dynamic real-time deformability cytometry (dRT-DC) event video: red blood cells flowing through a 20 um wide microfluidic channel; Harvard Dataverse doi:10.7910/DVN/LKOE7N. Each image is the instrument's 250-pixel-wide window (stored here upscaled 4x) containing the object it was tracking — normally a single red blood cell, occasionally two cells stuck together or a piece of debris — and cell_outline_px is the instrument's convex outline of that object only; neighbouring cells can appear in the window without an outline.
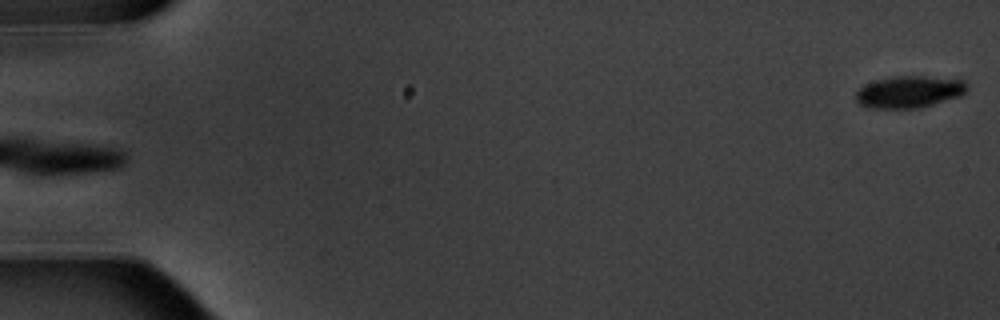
{"species": "common noctule bat (a hibernating species)", "species_latin": "Nyctalus noctula", "temperature_condition": "warm", "stored_images_in_passage": 5, "camera_frame_rate_fps": 3000, "um_per_image_px": 0.085, "animal": {"sex": "male", "body_mass_g": 20.1, "forearm_length_mm": 53.5}, "frame": {"image": 1, "passage_image": 5, "time_ms": 4.333, "image_size_px": [1000, 320], "cell_outline_px": [[968, 88], [960, 96], [920, 108], [868, 108], [860, 104], [856, 100], [856, 92], [864, 84], [876, 80], [892, 76], [924, 76], [964, 80], [968, 84]], "centroid_in_image_um": [77.28, 7.8], "position_along_channel_um": 7.7, "area_um2": 20.75}}